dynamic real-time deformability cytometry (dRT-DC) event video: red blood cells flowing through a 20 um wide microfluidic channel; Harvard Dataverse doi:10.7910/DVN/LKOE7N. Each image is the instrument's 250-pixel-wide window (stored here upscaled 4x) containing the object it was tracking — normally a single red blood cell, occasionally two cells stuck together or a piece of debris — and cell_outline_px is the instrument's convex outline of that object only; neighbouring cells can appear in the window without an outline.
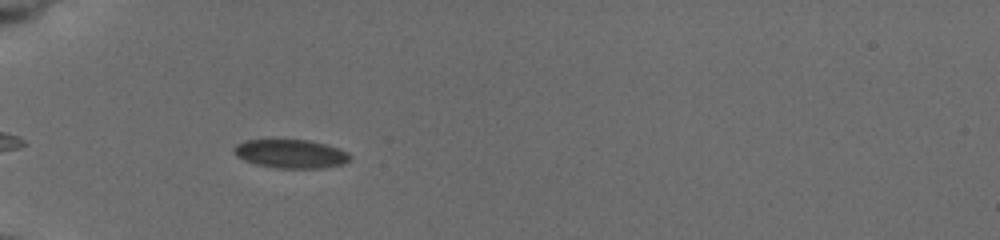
{"species": "common noctule bat (a hibernating species)", "species_latin": "Nyctalus noctula", "temperature_condition": "cold", "stored_images_in_passage": 9, "camera_frame_rate_fps": 3000, "um_per_image_px": 0.085, "animal": {"sex": "female", "body_mass_g": 19.5, "forearm_length_mm": 54.1}, "frame": {"image": 1, "passage_image": 3, "time_ms": 2.0, "image_size_px": [1000, 240], "cell_outline_px": [[352, 156], [344, 164], [324, 168], [276, 168], [256, 164], [244, 160], [236, 156], [232, 148], [236, 144], [244, 140], [308, 140], [324, 144], [348, 152]], "centroid_in_image_um": [24.69, 13.08], "position_along_channel_um": 60.3, "area_um2": 19.36}}
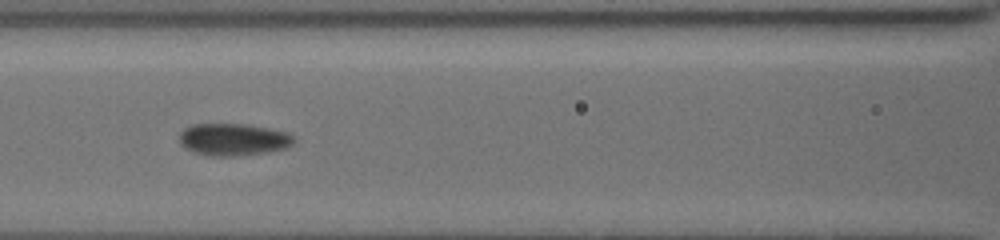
{"frame": {"image": 2, "passage_image": 7, "time_ms": 4.667, "image_size_px": [1000, 240], "cell_outline_px": [[296, 140], [288, 148], [268, 152], [240, 156], [208, 156], [184, 148], [180, 144], [180, 132], [184, 128], [192, 124], [248, 124], [288, 132]], "centroid_in_image_um": [19.85, 11.86], "position_along_channel_um": 146.8, "area_um2": 21.73}}
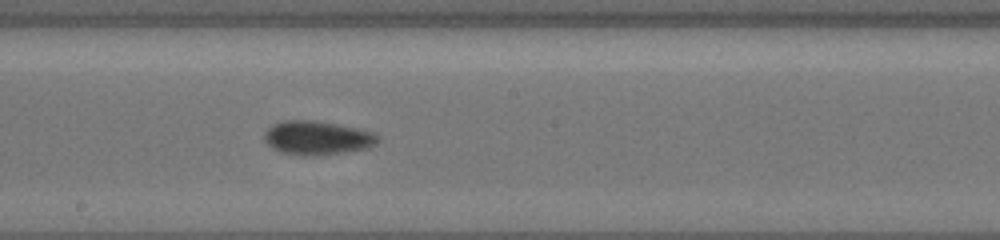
{"frame": {"image": 3, "passage_image": 9, "time_ms": 6.667, "image_size_px": [1000, 240], "cell_outline_px": [[380, 136], [376, 144], [368, 148], [340, 152], [304, 156], [284, 152], [268, 144], [264, 140], [264, 132], [272, 124], [284, 120], [312, 120], [336, 124], [356, 128], [372, 132]], "centroid_in_image_um": [26.96, 11.7], "position_along_channel_um": 221.2, "area_um2": 21.96}}